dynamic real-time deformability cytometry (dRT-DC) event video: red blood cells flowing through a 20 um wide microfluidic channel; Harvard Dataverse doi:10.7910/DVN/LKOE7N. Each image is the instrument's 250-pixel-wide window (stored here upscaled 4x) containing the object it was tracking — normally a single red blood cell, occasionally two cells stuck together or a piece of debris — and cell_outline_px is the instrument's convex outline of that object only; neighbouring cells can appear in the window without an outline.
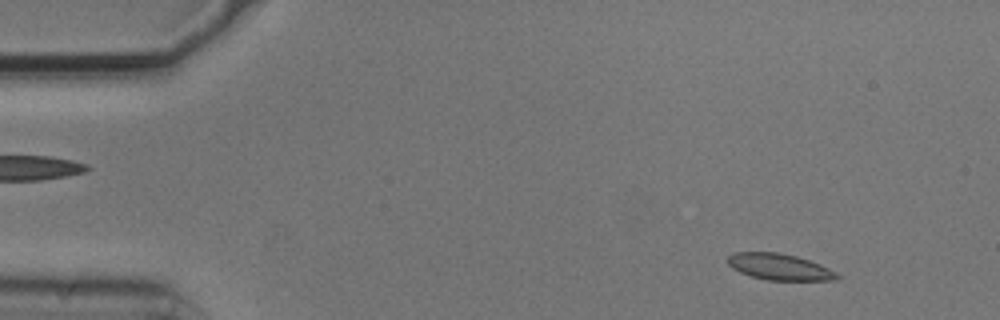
{"species": "common noctule bat (a hibernating species)", "species_latin": "Nyctalus noctula", "temperature_condition": "cold", "stored_images_in_passage": 5, "camera_frame_rate_fps": 3000, "um_per_image_px": 0.085, "animal": {"sex": "male", "body_mass_g": 20.5, "forearm_length_mm": 52.5}, "frame": {"image": 1, "passage_image": 1, "time_ms": 0.0, "image_size_px": [1000, 320], "cell_outline_px": [[844, 276], [840, 280], [768, 280], [752, 276], [740, 272], [732, 268], [728, 264], [728, 256], [732, 252], [776, 252], [796, 256], [820, 264]], "centroid_in_image_um": [66.29, 22.69], "position_along_channel_um": 18.7, "area_um2": 16.82}}
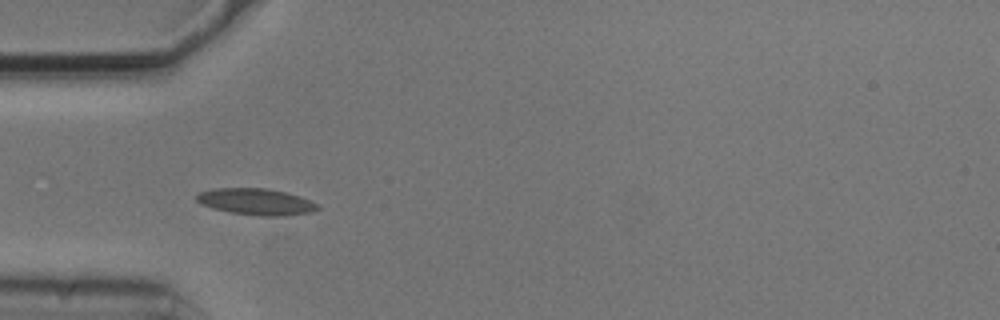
{"frame": {"image": 2, "passage_image": 4, "time_ms": 1.0, "image_size_px": [1000, 320], "cell_outline_px": [[320, 208], [308, 212], [284, 216], [256, 216], [232, 212], [212, 208], [200, 204], [196, 200], [196, 196], [200, 192], [212, 188], [264, 188], [284, 192], [300, 196], [316, 204]], "centroid_in_image_um": [21.71, 17.14], "position_along_channel_um": 63.3, "area_um2": 18.5}}
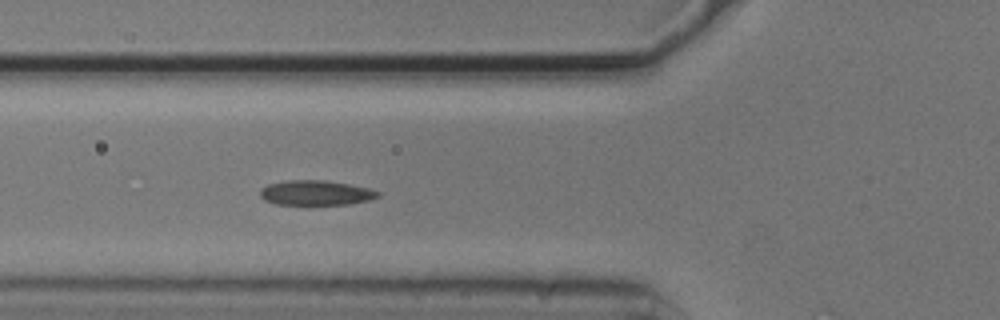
{"frame": {"image": 3, "passage_image": 5, "time_ms": 1.333, "image_size_px": [1000, 320], "cell_outline_px": [[380, 196], [368, 200], [348, 204], [276, 204], [264, 200], [260, 196], [260, 188], [268, 184], [288, 180], [324, 180], [348, 184], [368, 188], [380, 192]], "centroid_in_image_um": [26.82, 16.38], "position_along_channel_um": 99.0, "area_um2": 16.94}}